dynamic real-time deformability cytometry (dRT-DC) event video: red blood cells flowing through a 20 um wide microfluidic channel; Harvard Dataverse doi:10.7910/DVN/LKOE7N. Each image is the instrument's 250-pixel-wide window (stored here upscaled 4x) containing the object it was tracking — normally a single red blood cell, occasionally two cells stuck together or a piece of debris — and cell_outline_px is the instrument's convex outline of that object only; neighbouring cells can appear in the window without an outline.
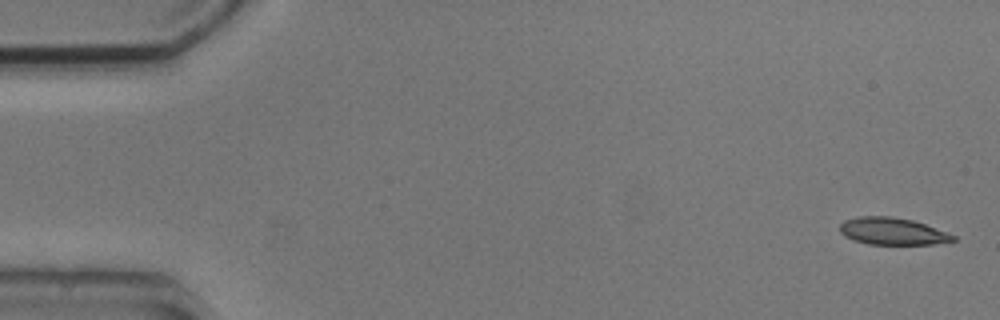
{"species": "common noctule bat (a hibernating species)", "species_latin": "Nyctalus noctula", "temperature_condition": "cold", "stored_images_in_passage": 5, "camera_frame_rate_fps": 3000, "um_per_image_px": 0.085, "animal": {"sex": "male", "body_mass_g": 20.5, "forearm_length_mm": 52.5}, "frame": {"image": 1, "passage_image": 1, "time_ms": 0.0, "image_size_px": [1000, 320], "cell_outline_px": [[956, 240], [932, 244], [868, 244], [852, 240], [844, 236], [840, 232], [840, 224], [844, 220], [860, 216], [892, 216], [912, 220], [924, 224], [956, 236]], "centroid_in_image_um": [75.81, 19.65], "position_along_channel_um": 9.2, "area_um2": 17.8}}
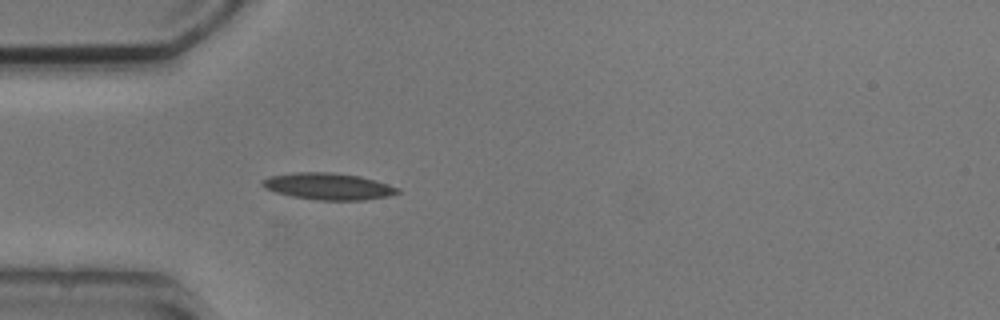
{"frame": {"image": 2, "passage_image": 5, "time_ms": 4.667, "image_size_px": [1000, 320], "cell_outline_px": [[400, 192], [388, 196], [364, 200], [316, 200], [292, 196], [276, 192], [264, 188], [260, 184], [260, 180], [272, 176], [296, 172], [332, 172], [360, 176], [376, 180], [400, 188]], "centroid_in_image_um": [27.91, 15.84], "position_along_channel_um": 57.1, "area_um2": 21.1}}